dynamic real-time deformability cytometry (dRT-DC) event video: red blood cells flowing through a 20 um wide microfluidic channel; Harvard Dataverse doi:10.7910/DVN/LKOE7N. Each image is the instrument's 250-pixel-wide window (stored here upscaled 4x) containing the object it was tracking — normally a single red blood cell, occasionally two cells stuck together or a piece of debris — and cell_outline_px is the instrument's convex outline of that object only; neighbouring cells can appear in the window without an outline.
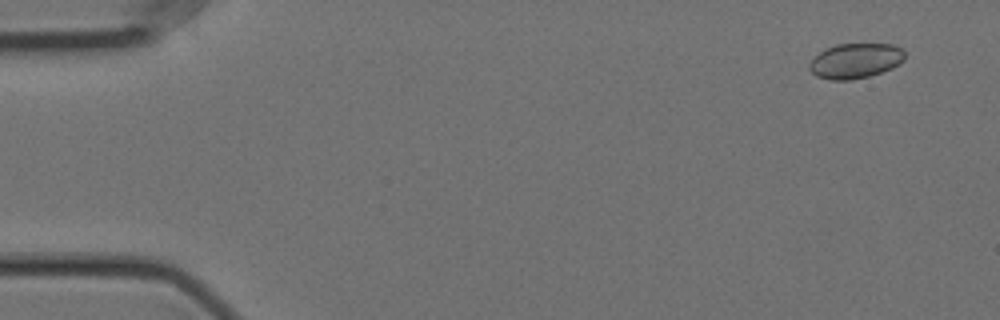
{"species": "Egyptian fruit bat (a non-hibernating species)", "species_latin": "Rousettus aegyptiacus", "temperature_condition": "cold", "stored_images_in_passage": 34, "camera_frame_rate_fps": 3000, "um_per_image_px": 0.085, "animal": {"sex": "female"}, "frame": {"image": 1, "passage_image": 4, "time_ms": 1.0, "image_size_px": [1000, 320], "cell_outline_px": [[904, 60], [900, 64], [892, 68], [868, 76], [852, 80], [832, 80], [816, 76], [808, 68], [808, 64], [824, 48], [836, 44], [892, 44], [900, 48], [904, 52]], "centroid_in_image_um": [72.69, 5.17], "position_along_channel_um": 12.3, "area_um2": 19.48}}